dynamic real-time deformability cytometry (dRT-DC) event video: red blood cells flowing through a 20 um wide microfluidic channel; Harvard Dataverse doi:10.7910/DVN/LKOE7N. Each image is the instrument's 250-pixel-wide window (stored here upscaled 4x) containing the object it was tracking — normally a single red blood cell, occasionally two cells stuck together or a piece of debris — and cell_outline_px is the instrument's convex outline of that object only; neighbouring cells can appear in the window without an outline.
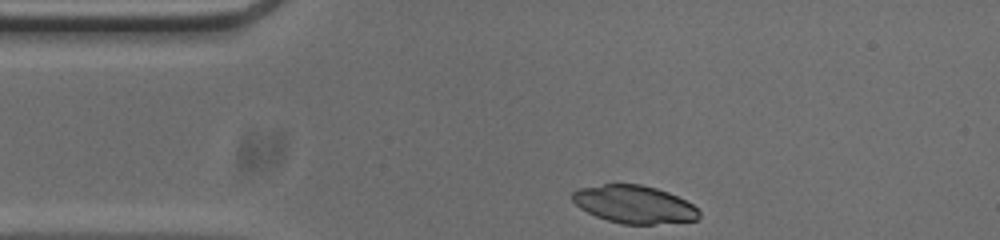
{"species": "common noctule bat (a hibernating species)", "species_latin": "Nyctalus noctula", "temperature_condition": "cold", "stored_images_in_passage": 33, "camera_frame_rate_fps": 3000, "um_per_image_px": 0.085, "animal": {"sex": "male", "body_mass_g": 20.0, "forearm_length_mm": 53.3}, "frame": {"image": 1, "passage_image": 1, "time_ms": 0.0, "image_size_px": [1000, 240], "cell_outline_px": [[700, 216], [696, 220], [652, 224], [620, 224], [596, 216], [580, 208], [572, 200], [572, 192], [580, 188], [604, 184], [640, 184], [656, 188], [668, 192], [692, 204], [700, 212]], "centroid_in_image_um": [53.89, 17.37], "position_along_channel_um": 31.1, "area_um2": 27.69}}
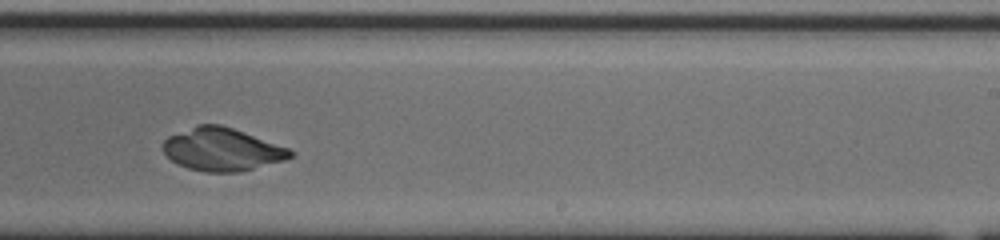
{"frame": {"image": 2, "passage_image": 23, "time_ms": 7.333, "image_size_px": [1000, 240], "cell_outline_px": [[292, 156], [284, 160], [240, 172], [204, 172], [188, 168], [176, 164], [164, 152], [164, 140], [168, 136], [196, 124], [220, 124], [244, 132], [288, 148], [292, 152]], "centroid_in_image_um": [18.84, 12.7], "position_along_channel_um": 270.2, "area_um2": 31.56}}
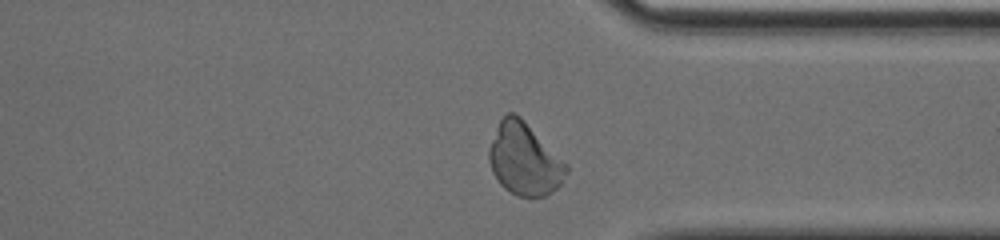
{"frame": {"image": 3, "passage_image": 31, "time_ms": 10.0, "image_size_px": [1000, 240], "cell_outline_px": [[568, 172], [560, 184], [552, 192], [544, 196], [516, 196], [504, 188], [500, 184], [492, 172], [488, 160], [488, 148], [496, 128], [500, 120], [508, 112], [512, 112], [520, 116], [568, 164]], "centroid_in_image_um": [44.56, 13.53], "position_along_channel_um": 366.8, "area_um2": 32.48}}